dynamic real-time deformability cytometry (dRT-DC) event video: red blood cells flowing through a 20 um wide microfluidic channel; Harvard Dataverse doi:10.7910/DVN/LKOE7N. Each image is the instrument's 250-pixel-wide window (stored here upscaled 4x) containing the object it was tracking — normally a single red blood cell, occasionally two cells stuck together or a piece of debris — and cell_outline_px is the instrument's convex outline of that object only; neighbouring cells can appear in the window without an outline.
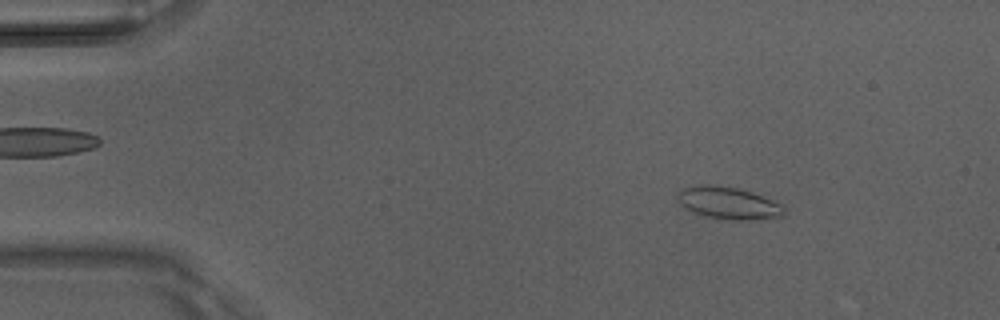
{"species": "Egyptian fruit bat (a non-hibernating species)", "species_latin": "Rousettus aegyptiacus", "temperature_condition": "room temperature", "stored_images_in_passage": 50, "camera_frame_rate_fps": 3000, "um_per_image_px": 0.085, "animal": {"sex": "male"}, "frame": {"image": 1, "passage_image": 7, "time_ms": 2.0, "image_size_px": [1000, 320], "cell_outline_px": [[784, 216], [752, 220], [732, 220], [704, 216], [692, 212], [684, 208], [676, 200], [676, 192], [680, 188], [700, 184], [712, 184], [736, 188], [752, 192], [780, 204], [784, 208]], "centroid_in_image_um": [61.82, 17.25], "position_along_channel_um": 23.2, "area_um2": 20.23}}
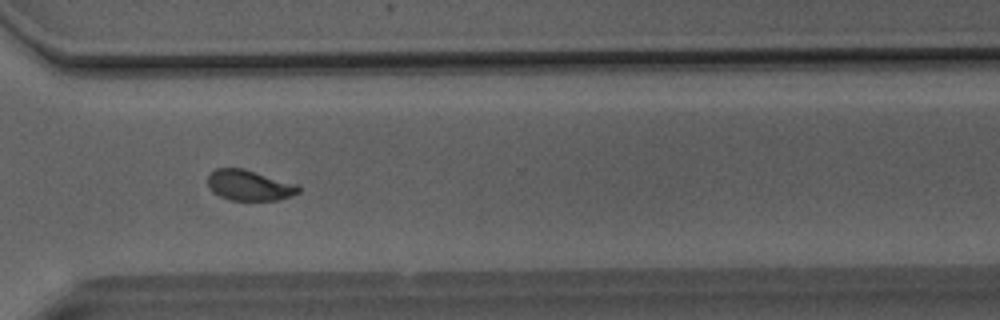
{"frame": {"image": 2, "passage_image": 37, "time_ms": 12.0, "image_size_px": [1000, 320], "cell_outline_px": [[300, 192], [292, 196], [280, 200], [228, 200], [212, 192], [208, 188], [208, 176], [216, 168], [244, 168], [296, 184], [300, 188]], "centroid_in_image_um": [21.18, 15.76], "position_along_channel_um": 349.4, "area_um2": 16.24}}
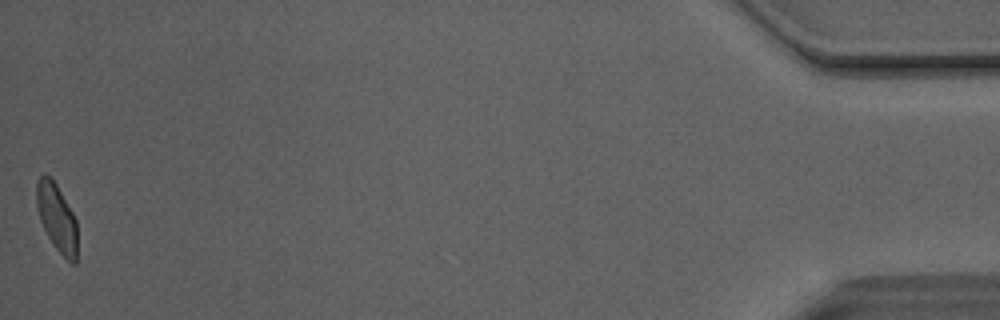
{"frame": {"image": 3, "passage_image": 50, "time_ms": 16.333, "image_size_px": [1000, 320], "cell_outline_px": [[76, 264], [72, 264], [52, 244], [40, 220], [36, 204], [36, 180], [44, 172], [56, 184], [72, 212], [76, 220]], "centroid_in_image_um": [4.8, 18.48], "position_along_channel_um": 430.4, "area_um2": 15.84}, "authors_computed_cell_mechanics": {"area_um2": 16.9065, "velocity_mm_per_s": 4.1051, "shape_relaxation_time_tau1_ms": 6.6826, "shape_relaxation_time_tau2_ms": 1.435, "deformation_change_tau1": 0.185, "deformation_change_tau2": 0.0734}}